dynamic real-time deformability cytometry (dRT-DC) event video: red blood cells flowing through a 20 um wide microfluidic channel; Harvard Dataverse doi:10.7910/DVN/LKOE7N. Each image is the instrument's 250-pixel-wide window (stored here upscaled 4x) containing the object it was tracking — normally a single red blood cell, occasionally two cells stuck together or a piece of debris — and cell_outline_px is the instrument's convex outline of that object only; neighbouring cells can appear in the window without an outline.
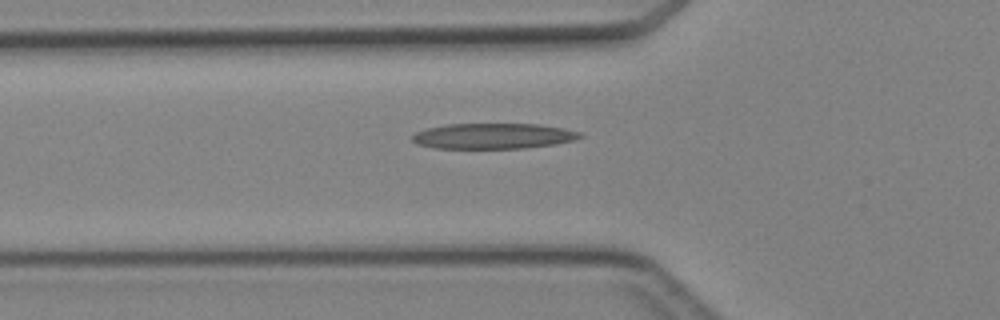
{"species": "Egyptian fruit bat (a non-hibernating species)", "species_latin": "Rousettus aegyptiacus", "temperature_condition": "cold", "stored_images_in_passage": 2, "camera_frame_rate_fps": 3000, "um_per_image_px": 0.085, "animal": {"sex": "female"}, "frame": {"image": 1, "passage_image": 2, "time_ms": 1.333, "image_size_px": [1000, 320], "cell_outline_px": [[584, 136], [572, 140], [552, 144], [524, 148], [432, 148], [416, 144], [412, 140], [412, 136], [416, 132], [428, 128], [448, 124], [536, 124], [564, 128], [580, 132]], "centroid_in_image_um": [41.89, 11.56], "position_along_channel_um": 83.9, "area_um2": 24.8}}